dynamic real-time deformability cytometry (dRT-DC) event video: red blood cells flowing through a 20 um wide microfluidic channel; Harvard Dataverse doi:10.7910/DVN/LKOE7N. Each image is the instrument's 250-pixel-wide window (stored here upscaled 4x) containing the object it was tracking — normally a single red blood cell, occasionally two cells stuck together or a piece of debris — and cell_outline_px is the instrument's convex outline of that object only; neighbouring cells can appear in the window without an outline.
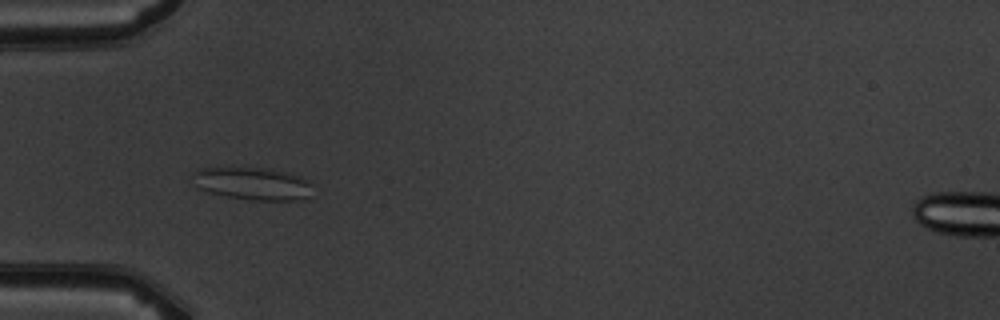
{"species": "common noctule bat (a hibernating species)", "species_latin": "Nyctalus noctula", "temperature_condition": "warm", "stored_images_in_passage": 7, "camera_frame_rate_fps": 3000, "um_per_image_px": 0.085, "animal": {"sex": "male", "body_mass_g": 19.5, "forearm_length_mm": 54.6}, "frame": {"image": 1, "passage_image": 5, "time_ms": 4.667, "image_size_px": [1000, 320], "cell_outline_px": [[308, 196], [304, 200], [248, 200], [208, 192], [200, 188], [188, 176], [192, 172], [200, 168], [264, 168], [284, 172], [300, 176], [308, 184]], "centroid_in_image_um": [21.37, 15.61], "position_along_channel_um": 63.6, "area_um2": 22.43}}
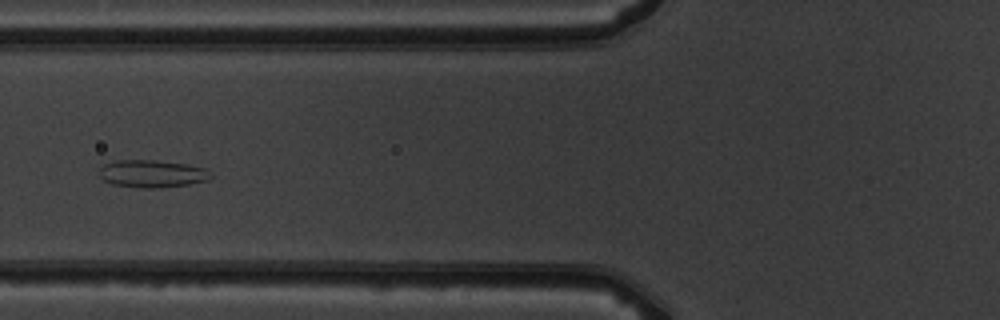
{"frame": {"image": 2, "passage_image": 6, "time_ms": 6.0, "image_size_px": [1000, 320], "cell_outline_px": [[212, 176], [208, 180], [188, 184], [160, 188], [144, 188], [112, 184], [104, 180], [100, 176], [100, 168], [104, 164], [116, 160], [156, 160], [188, 164], [204, 168]], "centroid_in_image_um": [12.92, 14.76], "position_along_channel_um": 112.9, "area_um2": 17.8}}